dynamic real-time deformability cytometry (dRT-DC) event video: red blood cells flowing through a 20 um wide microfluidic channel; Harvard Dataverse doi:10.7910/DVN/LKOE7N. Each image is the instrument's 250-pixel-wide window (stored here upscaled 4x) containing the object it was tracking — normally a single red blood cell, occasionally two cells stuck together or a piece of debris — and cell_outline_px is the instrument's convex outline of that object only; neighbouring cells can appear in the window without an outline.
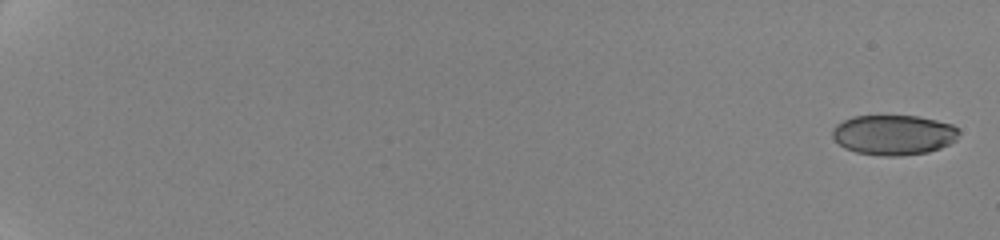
{"species": "human", "species_latin": "Homo sapiens", "temperature_condition": "cold", "stored_images_in_passage": 11, "camera_frame_rate_fps": 3000, "um_per_image_px": 0.085, "donor": {"sex": "female"}, "frame": {"image": 1, "passage_image": 1, "time_ms": 0.0, "image_size_px": [1000, 240], "cell_outline_px": [[960, 132], [956, 140], [940, 148], [928, 152], [900, 156], [880, 156], [856, 152], [844, 148], [832, 136], [832, 128], [836, 124], [852, 116], [920, 116], [952, 124]], "centroid_in_image_um": [75.95, 11.46], "position_along_channel_um": 9.0, "area_um2": 29.65}}
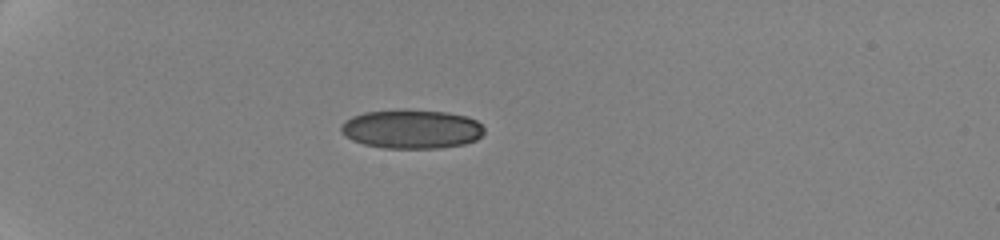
{"frame": {"image": 2, "passage_image": 7, "time_ms": 6.333, "image_size_px": [1000, 240], "cell_outline_px": [[484, 132], [476, 140], [464, 144], [440, 148], [384, 148], [364, 144], [352, 140], [344, 136], [340, 132], [340, 128], [344, 120], [352, 116], [364, 112], [400, 108], [404, 108], [448, 112], [468, 116], [476, 120], [484, 128]], "centroid_in_image_um": [34.96, 10.95], "position_along_channel_um": 50.0, "area_um2": 33.18}}
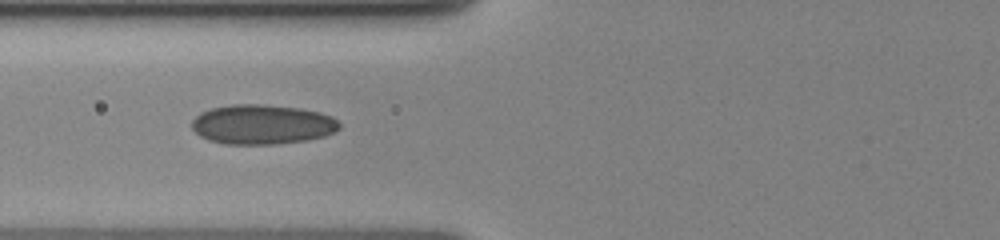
{"frame": {"image": 3, "passage_image": 10, "time_ms": 9.0, "image_size_px": [1000, 240], "cell_outline_px": [[340, 128], [324, 136], [304, 140], [276, 144], [224, 144], [208, 140], [200, 136], [192, 128], [192, 120], [200, 112], [212, 108], [232, 104], [264, 104], [300, 108], [320, 112], [332, 116], [340, 124]], "centroid_in_image_um": [22.27, 10.57], "position_along_channel_um": 103.5, "area_um2": 34.16}}